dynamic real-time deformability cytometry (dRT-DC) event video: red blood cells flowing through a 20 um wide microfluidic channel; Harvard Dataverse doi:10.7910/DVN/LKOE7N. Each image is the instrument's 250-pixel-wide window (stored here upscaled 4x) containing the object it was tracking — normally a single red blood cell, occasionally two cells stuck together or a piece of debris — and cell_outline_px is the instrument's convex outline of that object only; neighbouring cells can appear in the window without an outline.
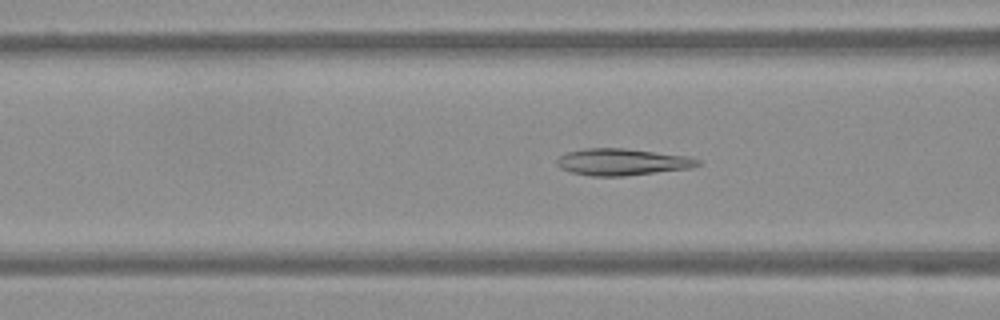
{"species": "Egyptian fruit bat (a non-hibernating species)", "species_latin": "Rousettus aegyptiacus", "temperature_condition": "warm", "stored_images_in_passage": 40, "camera_frame_rate_fps": 3000, "um_per_image_px": 0.085, "frame": {"image": 1, "passage_image": 13, "time_ms": 4.0, "image_size_px": [1000, 320], "cell_outline_px": [[700, 164], [692, 168], [624, 176], [592, 176], [572, 172], [560, 168], [556, 164], [556, 160], [560, 156], [568, 152], [584, 148], [624, 148], [688, 156], [700, 160]], "centroid_in_image_um": [52.89, 13.76], "position_along_channel_um": 113.7, "area_um2": 21.91}}
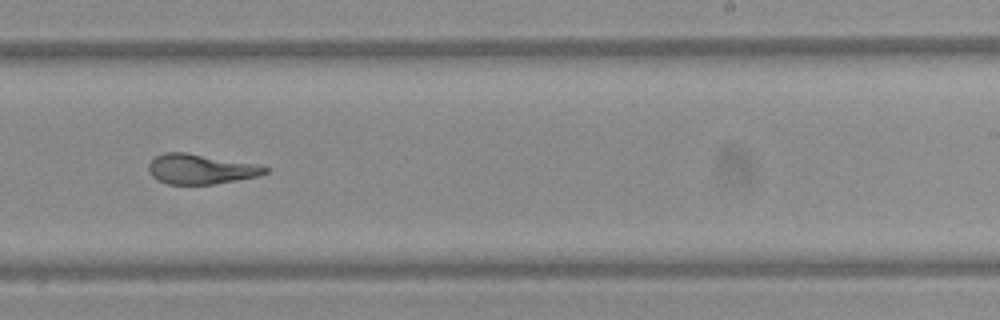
{"frame": {"image": 2, "passage_image": 26, "time_ms": 8.333, "image_size_px": [1000, 320], "cell_outline_px": [[268, 172], [260, 176], [212, 184], [168, 184], [152, 176], [148, 172], [148, 164], [156, 156], [164, 152], [184, 152], [256, 164], [268, 168]], "centroid_in_image_um": [17.04, 14.37], "position_along_channel_um": 272.0, "area_um2": 20.11}}
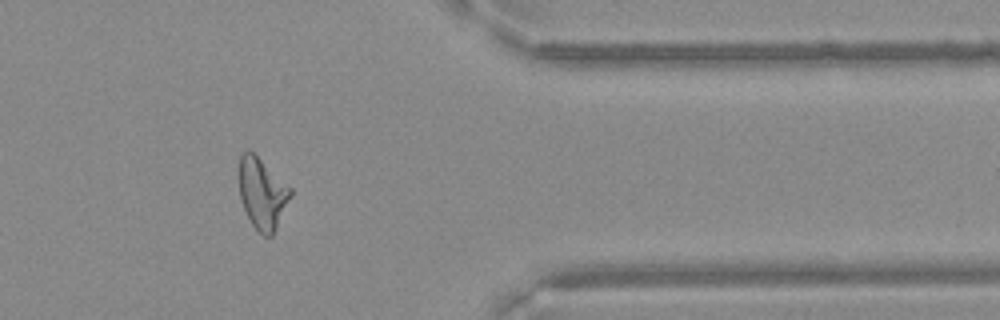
{"frame": {"image": 3, "passage_image": 37, "time_ms": 12.0, "image_size_px": [1000, 320], "cell_outline_px": [[292, 196], [272, 236], [264, 236], [252, 224], [240, 200], [236, 176], [236, 168], [240, 156], [244, 148], [248, 148], [292, 188]], "centroid_in_image_um": [22.23, 16.37], "position_along_channel_um": 389.2, "area_um2": 21.85}}